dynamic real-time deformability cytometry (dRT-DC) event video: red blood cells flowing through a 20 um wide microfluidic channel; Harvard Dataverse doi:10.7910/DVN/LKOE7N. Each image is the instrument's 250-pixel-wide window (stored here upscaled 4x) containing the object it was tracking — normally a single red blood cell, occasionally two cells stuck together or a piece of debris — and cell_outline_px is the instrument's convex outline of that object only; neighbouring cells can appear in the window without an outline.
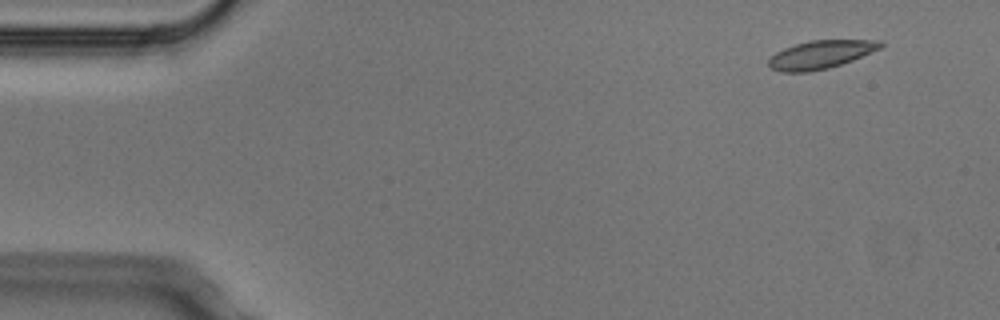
{"species": "Egyptian fruit bat (a non-hibernating species)", "species_latin": "Rousettus aegyptiacus", "temperature_condition": "cold", "stored_images_in_passage": 5, "camera_frame_rate_fps": 3000, "um_per_image_px": 0.085, "animal": {"sex": "male"}, "frame": {"image": 1, "passage_image": 1, "time_ms": 0.0, "image_size_px": [1000, 320], "cell_outline_px": [[884, 44], [880, 48], [852, 60], [828, 68], [808, 72], [780, 72], [772, 68], [768, 64], [768, 60], [776, 52], [784, 48], [796, 44], [812, 40], [880, 40]], "centroid_in_image_um": [69.74, 4.64], "position_along_channel_um": 15.3, "area_um2": 18.15}}
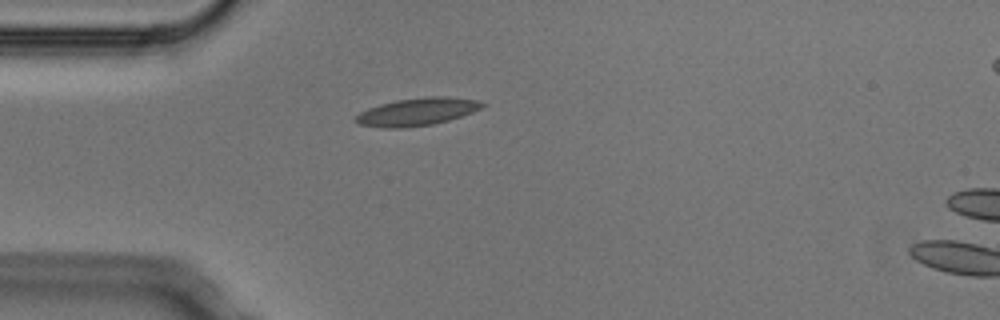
{"frame": {"image": 2, "passage_image": 4, "time_ms": 1.0, "image_size_px": [1000, 320], "cell_outline_px": [[488, 104], [472, 112], [448, 120], [432, 124], [400, 128], [380, 128], [356, 124], [352, 120], [360, 112], [368, 108], [380, 104], [396, 100], [428, 96], [448, 96], [476, 100]], "centroid_in_image_um": [35.4, 9.5], "position_along_channel_um": 49.6, "area_um2": 20.46}}